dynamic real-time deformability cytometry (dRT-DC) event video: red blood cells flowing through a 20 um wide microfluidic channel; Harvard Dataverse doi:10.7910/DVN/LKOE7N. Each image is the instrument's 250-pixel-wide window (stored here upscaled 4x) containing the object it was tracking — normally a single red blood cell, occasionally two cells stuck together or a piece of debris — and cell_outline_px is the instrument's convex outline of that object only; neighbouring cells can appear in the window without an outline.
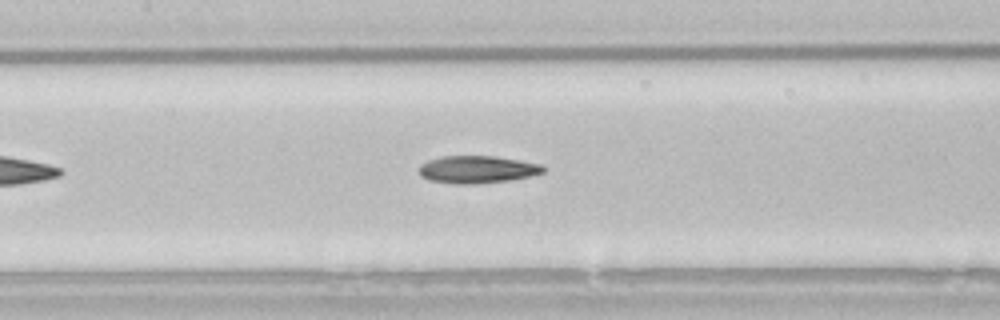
{"species": "common noctule bat (a hibernating species)", "species_latin": "Nyctalus noctula", "temperature_condition": "room temperature", "stored_images_in_passage": 19, "camera_frame_rate_fps": 3000, "um_per_image_px": 0.085, "animal": {"sex": "male", "body_mass_g": 21.5, "forearm_length_mm": 52.0}, "frame": {"image": 1, "passage_image": 9, "time_ms": 2.667, "image_size_px": [1000, 320], "cell_outline_px": [[544, 172], [532, 176], [508, 180], [476, 184], [452, 184], [428, 180], [420, 176], [420, 164], [428, 160], [444, 156], [496, 156], [540, 164], [544, 168]], "centroid_in_image_um": [40.54, 14.41], "position_along_channel_um": 166.9, "area_um2": 19.88}}